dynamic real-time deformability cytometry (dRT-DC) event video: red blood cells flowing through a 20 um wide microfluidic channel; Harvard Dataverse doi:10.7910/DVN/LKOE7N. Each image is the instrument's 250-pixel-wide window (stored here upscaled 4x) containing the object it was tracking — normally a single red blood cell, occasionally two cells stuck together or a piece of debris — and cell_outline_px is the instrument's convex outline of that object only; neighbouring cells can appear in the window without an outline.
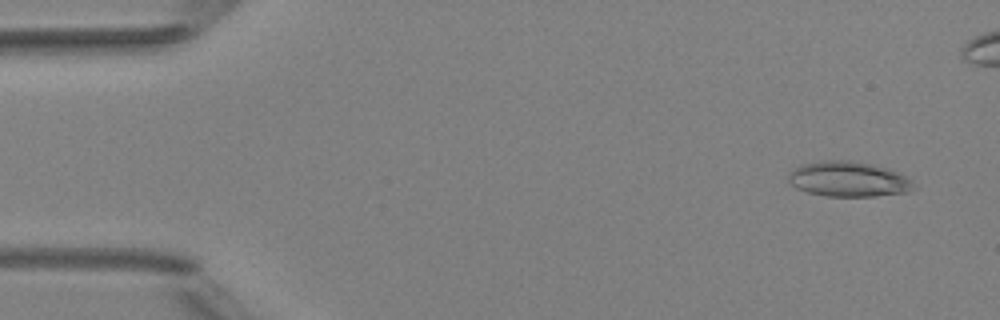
{"species": "Egyptian fruit bat (a non-hibernating species)", "species_latin": "Rousettus aegyptiacus", "temperature_condition": "room temperature", "stored_images_in_passage": 5, "camera_frame_rate_fps": 3000, "um_per_image_px": 0.085, "animal": {"sex": "female"}, "frame": {"image": 1, "passage_image": 1, "time_ms": 0.0, "image_size_px": [1000, 320], "cell_outline_px": [[916, 188], [908, 192], [876, 196], [824, 196], [808, 192], [796, 188], [788, 180], [788, 172], [792, 168], [800, 164], [824, 160], [848, 160], [872, 164], [896, 172], [912, 180]], "centroid_in_image_um": [72.08, 15.23], "position_along_channel_um": 12.9, "area_um2": 25.78}}